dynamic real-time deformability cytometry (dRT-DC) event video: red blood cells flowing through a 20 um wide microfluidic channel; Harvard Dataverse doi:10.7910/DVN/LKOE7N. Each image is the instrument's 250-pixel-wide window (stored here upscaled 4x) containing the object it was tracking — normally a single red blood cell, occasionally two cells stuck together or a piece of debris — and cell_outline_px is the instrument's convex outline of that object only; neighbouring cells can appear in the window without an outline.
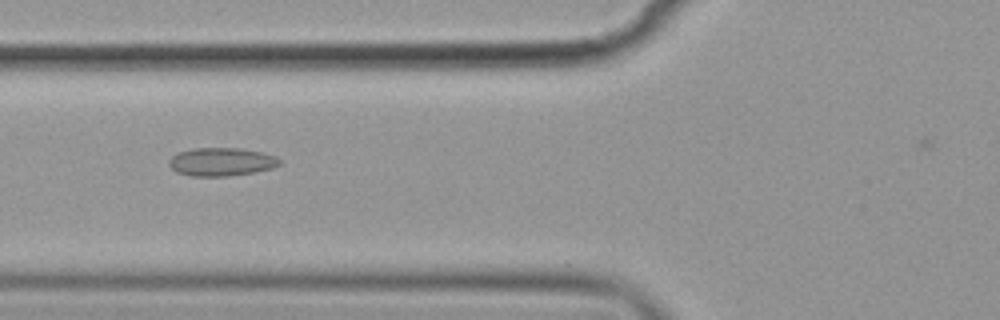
{"species": "common noctule bat (a hibernating species)", "species_latin": "Nyctalus noctula", "temperature_condition": "cold", "stored_images_in_passage": 8, "camera_frame_rate_fps": 3000, "um_per_image_px": 0.085, "animal": {"sex": "female", "body_mass_g": 19.9}, "frame": {"image": 1, "passage_image": 6, "time_ms": 6.333, "image_size_px": [1000, 320], "cell_outline_px": [[280, 164], [272, 168], [252, 172], [228, 176], [192, 176], [176, 172], [168, 164], [168, 160], [172, 156], [180, 152], [192, 148], [236, 148], [260, 152], [276, 156], [280, 160]], "centroid_in_image_um": [18.79, 13.75], "position_along_channel_um": 107.0, "area_um2": 18.03}}
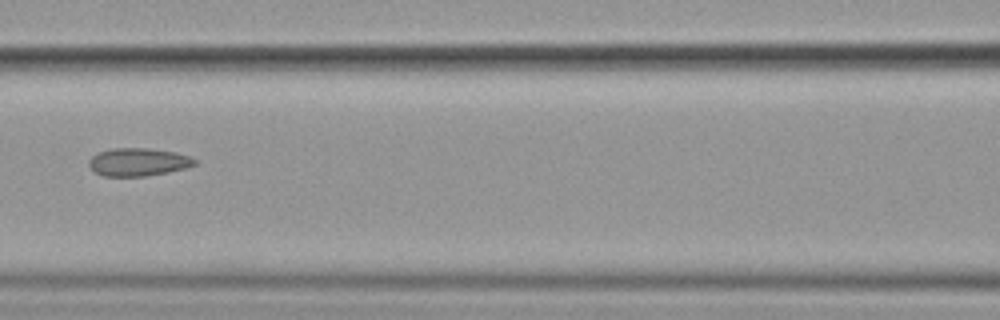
{"frame": {"image": 2, "passage_image": 7, "time_ms": 7.667, "image_size_px": [1000, 320], "cell_outline_px": [[196, 164], [184, 168], [168, 172], [144, 176], [104, 176], [96, 172], [88, 164], [88, 160], [92, 156], [100, 152], [112, 148], [148, 148], [176, 152], [192, 156], [196, 160]], "centroid_in_image_um": [11.77, 13.76], "position_along_channel_um": 154.8, "area_um2": 17.17}}
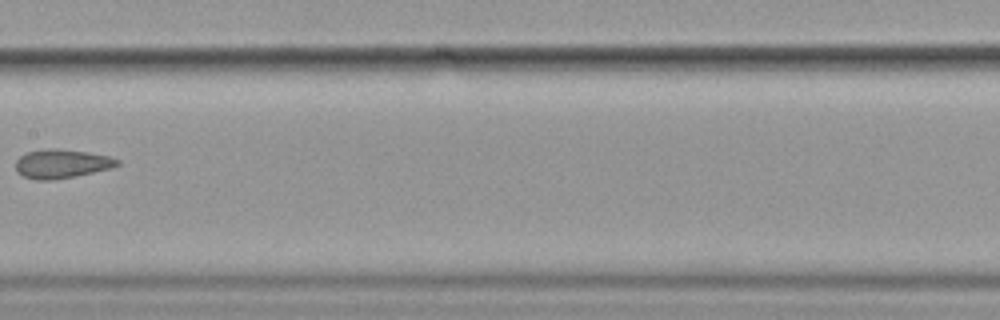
{"frame": {"image": 3, "passage_image": 8, "time_ms": 9.0, "image_size_px": [1000, 320], "cell_outline_px": [[120, 164], [112, 168], [72, 176], [48, 180], [36, 180], [24, 176], [16, 172], [16, 160], [20, 156], [28, 152], [44, 148], [56, 148], [88, 152], [108, 156], [120, 160]], "centroid_in_image_um": [5.23, 13.9], "position_along_channel_um": 202.2, "area_um2": 16.99}}